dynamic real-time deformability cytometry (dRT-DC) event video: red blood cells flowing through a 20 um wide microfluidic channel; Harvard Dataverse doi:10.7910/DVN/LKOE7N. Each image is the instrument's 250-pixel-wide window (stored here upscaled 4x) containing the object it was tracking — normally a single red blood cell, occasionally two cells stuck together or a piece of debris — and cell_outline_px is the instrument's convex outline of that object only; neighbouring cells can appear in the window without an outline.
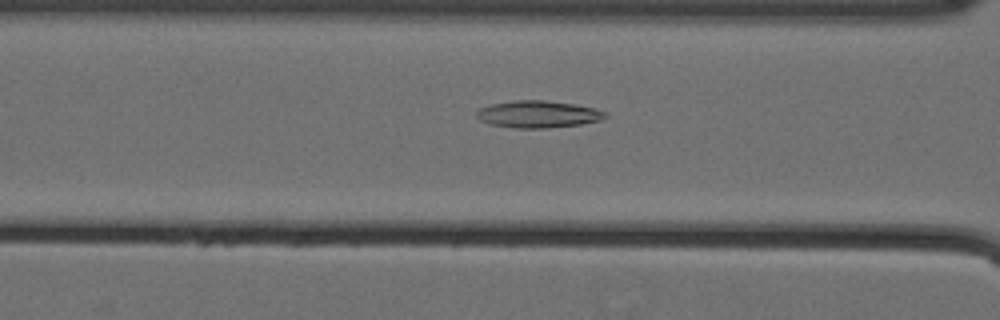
{"species": "Egyptian fruit bat (a non-hibernating species)", "species_latin": "Rousettus aegyptiacus", "temperature_condition": "cold", "stored_images_in_passage": 46, "camera_frame_rate_fps": 3000, "um_per_image_px": 0.085, "animal": {"sex": "female"}, "frame": {"image": 1, "passage_image": 14, "time_ms": 4.333, "image_size_px": [1000, 320], "cell_outline_px": [[608, 116], [600, 120], [580, 124], [548, 128], [512, 128], [488, 124], [480, 120], [476, 116], [476, 112], [480, 108], [492, 104], [512, 100], [544, 100], [576, 104], [596, 108], [608, 112]], "centroid_in_image_um": [45.75, 9.71], "position_along_channel_um": 120.9, "area_um2": 20.52}}
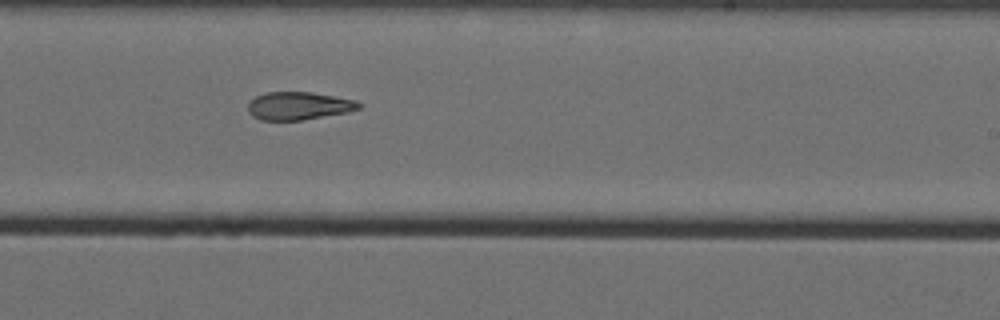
{"frame": {"image": 2, "passage_image": 26, "time_ms": 8.333, "image_size_px": [1000, 320], "cell_outline_px": [[364, 104], [360, 108], [348, 112], [304, 120], [260, 120], [252, 116], [248, 112], [248, 104], [256, 96], [268, 92], [312, 92], [356, 100]], "centroid_in_image_um": [25.42, 9.0], "position_along_channel_um": 263.6, "area_um2": 18.15}}
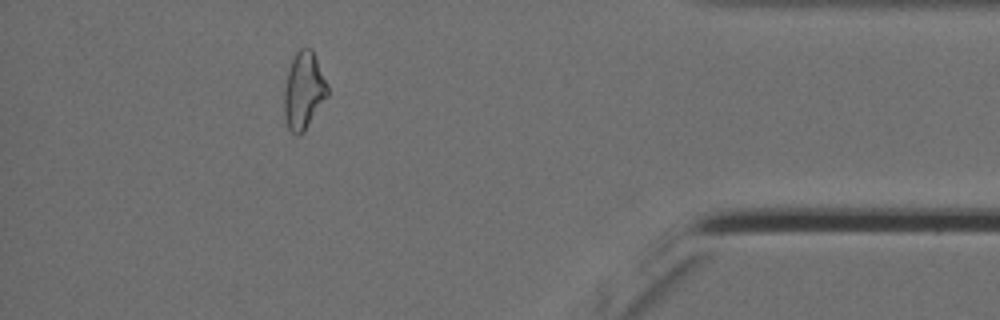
{"frame": {"image": 3, "passage_image": 41, "time_ms": 13.333, "image_size_px": [1000, 320], "cell_outline_px": [[328, 96], [304, 132], [300, 136], [296, 136], [288, 128], [284, 116], [284, 84], [292, 60], [296, 52], [300, 48], [312, 48], [328, 84]], "centroid_in_image_um": [25.82, 7.72], "position_along_channel_um": 409.4, "area_um2": 19.71}, "authors_computed_cell_mechanics": {"area_um2": 19.5075, "velocity_mm_per_s": 3.5829, "shape_relaxation_time_tau1_ms": 9.6016, "shape_relaxation_time_tau2_ms": 8.3077, "deformation_change_tau1": 0.2218, "deformation_change_tau2": 0.1743}}